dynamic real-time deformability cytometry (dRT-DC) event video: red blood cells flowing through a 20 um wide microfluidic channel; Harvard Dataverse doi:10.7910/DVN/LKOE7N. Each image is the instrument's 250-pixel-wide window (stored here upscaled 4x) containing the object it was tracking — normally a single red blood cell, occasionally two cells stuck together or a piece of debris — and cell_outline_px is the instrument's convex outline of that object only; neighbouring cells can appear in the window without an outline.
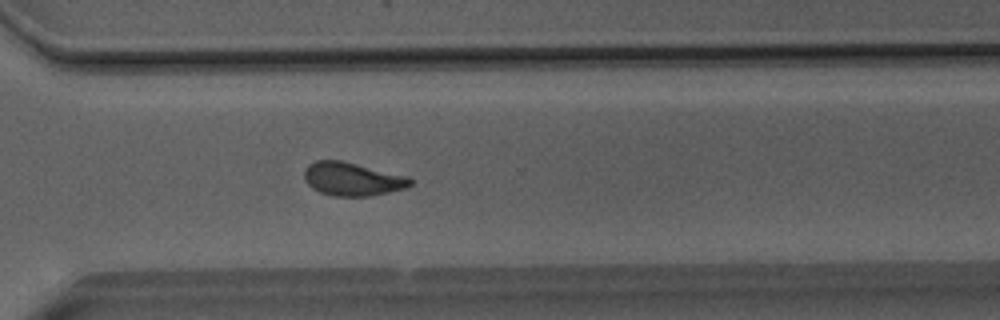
{"species": "Egyptian fruit bat (a non-hibernating species)", "species_latin": "Rousettus aegyptiacus", "temperature_condition": "room temperature", "stored_images_in_passage": 51, "segment_of_instrument_passage": [1, 2], "camera_frame_rate_fps": 3000, "um_per_image_px": 0.085, "animal": {"sex": "male"}, "frame": {"image": 1, "passage_image": 36, "time_ms": 11.667, "image_size_px": [1000, 320], "cell_outline_px": [[412, 184], [404, 188], [372, 196], [332, 196], [320, 192], [312, 188], [304, 180], [304, 168], [308, 164], [316, 160], [340, 160], [408, 176], [412, 180]], "centroid_in_image_um": [29.91, 15.22], "position_along_channel_um": 340.7, "area_um2": 20.63}}
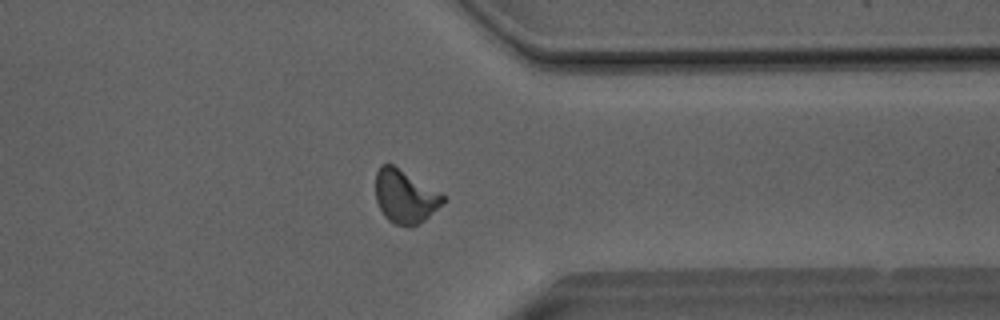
{"frame": {"image": 2, "passage_image": 39, "time_ms": 12.667, "image_size_px": [1000, 320], "cell_outline_px": [[448, 196], [424, 220], [412, 228], [396, 224], [388, 220], [384, 216], [376, 200], [376, 172], [380, 164], [392, 164]], "centroid_in_image_um": [34.42, 16.7], "position_along_channel_um": 377.0, "area_um2": 20.87}}
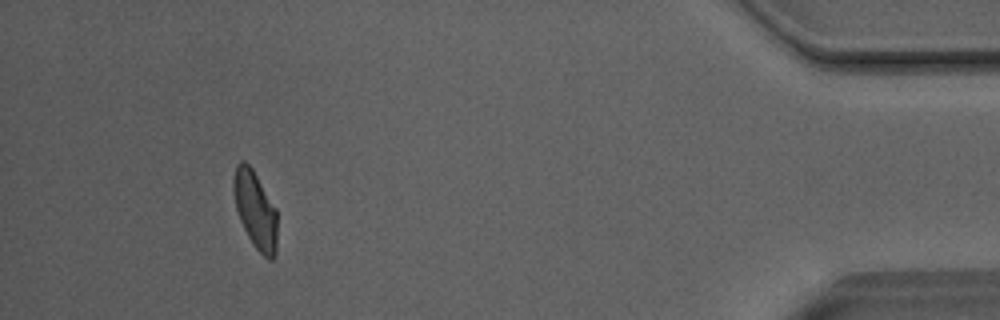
{"frame": {"image": 3, "passage_image": 46, "time_ms": 15.0, "image_size_px": [1000, 320], "cell_outline_px": [[276, 252], [272, 260], [268, 260], [252, 244], [240, 220], [236, 208], [232, 188], [232, 180], [236, 164], [240, 160], [244, 160], [252, 168], [276, 208]], "centroid_in_image_um": [21.68, 17.81], "position_along_channel_um": 413.5, "area_um2": 19.71}}